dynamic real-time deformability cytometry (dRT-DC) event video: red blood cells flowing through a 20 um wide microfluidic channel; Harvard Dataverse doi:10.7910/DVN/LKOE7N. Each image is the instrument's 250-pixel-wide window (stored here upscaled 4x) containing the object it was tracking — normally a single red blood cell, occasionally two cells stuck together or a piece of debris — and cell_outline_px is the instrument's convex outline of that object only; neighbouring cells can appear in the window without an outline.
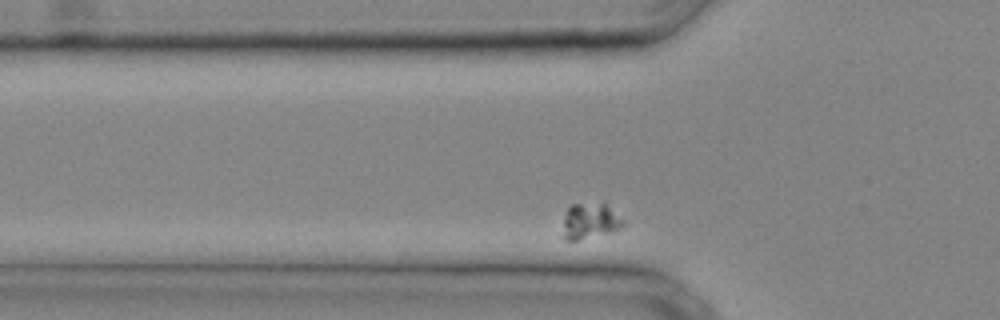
{"species": "common noctule bat (a hibernating species)", "species_latin": "Nyctalus noctula", "temperature_condition": "cold", "stored_images_in_passage": 19, "camera_frame_rate_fps": 3000, "um_per_image_px": 0.085, "animal": {"sex": "male", "body_mass_g": 20.4}, "frame": {"image": 1, "passage_image": 2, "time_ms": 0.333, "image_size_px": [1000, 320], "cell_outline_px": [[624, 224], [620, 228], [576, 240], [564, 240], [560, 236], [564, 216], [568, 208], [572, 204], [604, 204], [624, 220]], "centroid_in_image_um": [50.05, 18.8], "position_along_channel_um": 75.7, "area_um2": 12.2}}
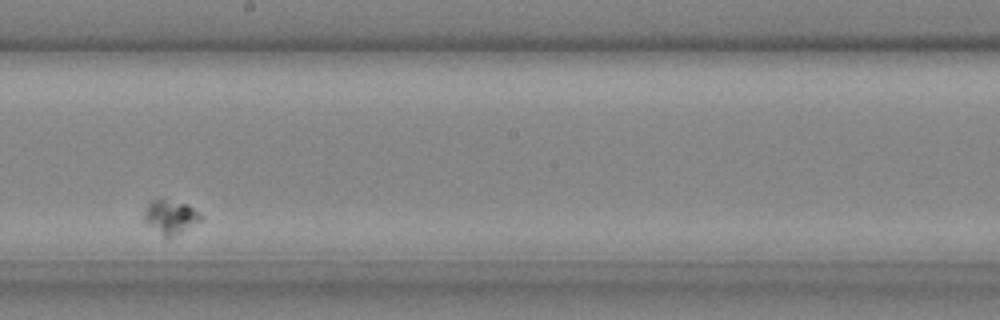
{"frame": {"image": 2, "passage_image": 12, "time_ms": 3.667, "image_size_px": [1000, 320], "cell_outline_px": [[204, 220], [180, 232], [168, 236], [164, 236], [144, 220], [144, 216], [148, 200], [164, 200], [188, 204]], "centroid_in_image_um": [14.49, 18.41], "position_along_channel_um": 233.7, "area_um2": 10.58}}
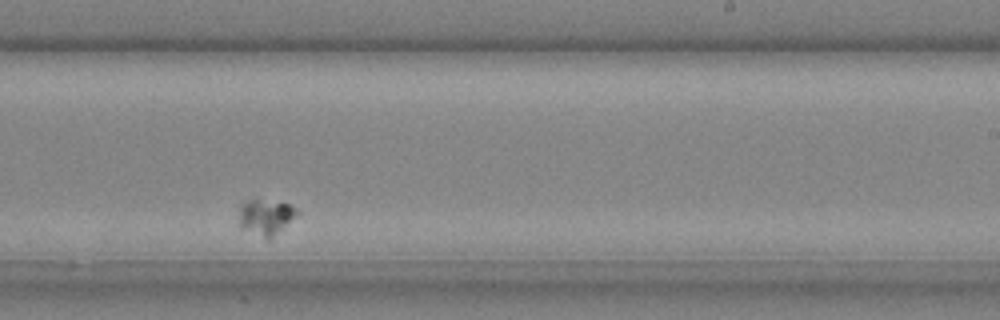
{"frame": {"image": 3, "passage_image": 14, "time_ms": 4.333, "image_size_px": [1000, 320], "cell_outline_px": [[300, 212], [268, 240], [244, 228], [240, 224], [240, 204], [248, 200], [260, 200], [288, 204], [296, 208]], "centroid_in_image_um": [22.59, 18.43], "position_along_channel_um": 266.4, "area_um2": 11.5}}